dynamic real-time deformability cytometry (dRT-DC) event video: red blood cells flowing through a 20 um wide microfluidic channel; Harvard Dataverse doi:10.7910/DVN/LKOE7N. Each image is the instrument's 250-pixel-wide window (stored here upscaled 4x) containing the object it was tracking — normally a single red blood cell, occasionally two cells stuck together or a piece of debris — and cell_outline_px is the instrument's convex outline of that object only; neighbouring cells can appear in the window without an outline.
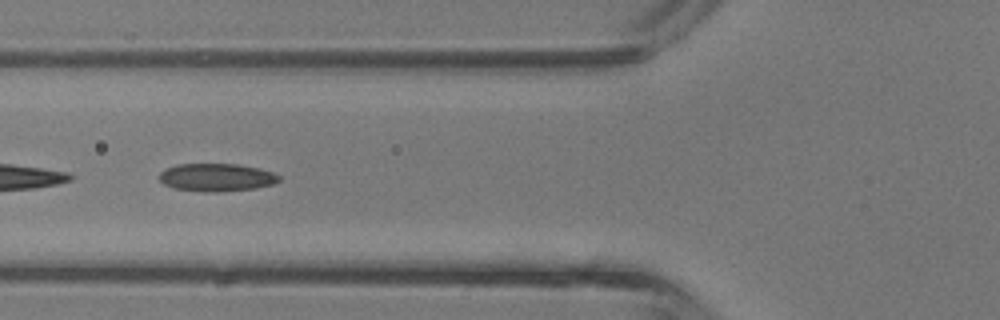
{"species": "common noctule bat (a hibernating species)", "species_latin": "Nyctalus noctula", "temperature_condition": "room temperature", "stored_images_in_passage": 3, "camera_frame_rate_fps": 3000, "um_per_image_px": 0.085, "animal": {"sex": "male", "body_mass_g": 13.3}, "frame": {"image": 1, "passage_image": 3, "time_ms": 0.667, "image_size_px": [1000, 320], "cell_outline_px": [[280, 180], [272, 184], [256, 188], [216, 192], [212, 192], [176, 188], [164, 184], [160, 180], [160, 172], [176, 164], [236, 164], [260, 168], [272, 172], [280, 176]], "centroid_in_image_um": [18.44, 15.07], "position_along_channel_um": 107.4, "area_um2": 19.19}}